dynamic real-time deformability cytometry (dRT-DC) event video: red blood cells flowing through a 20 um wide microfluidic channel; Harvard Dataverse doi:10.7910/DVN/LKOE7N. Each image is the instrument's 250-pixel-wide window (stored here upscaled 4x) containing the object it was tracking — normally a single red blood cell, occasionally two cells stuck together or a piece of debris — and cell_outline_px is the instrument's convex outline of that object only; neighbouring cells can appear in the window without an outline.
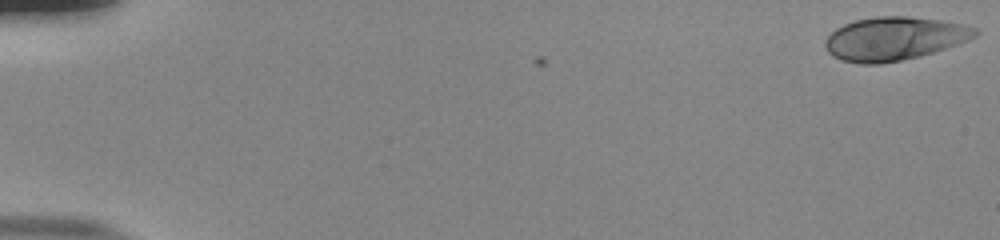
{"species": "human", "species_latin": "Homo sapiens", "temperature_condition": "room temperature", "stored_images_in_passage": 54, "camera_frame_rate_fps": 3000, "um_per_image_px": 0.085, "donor": {"sex": "male"}, "frame": {"image": 1, "passage_image": 1, "time_ms": 0.0, "image_size_px": [1000, 240], "cell_outline_px": [[980, 32], [976, 36], [968, 40], [920, 56], [880, 64], [860, 64], [840, 60], [832, 56], [828, 52], [824, 44], [824, 40], [836, 28], [844, 24], [856, 20], [876, 16], [908, 16], [940, 20], [964, 24], [980, 28]], "centroid_in_image_um": [76.01, 3.28], "position_along_channel_um": 9.0, "area_um2": 38.03}}
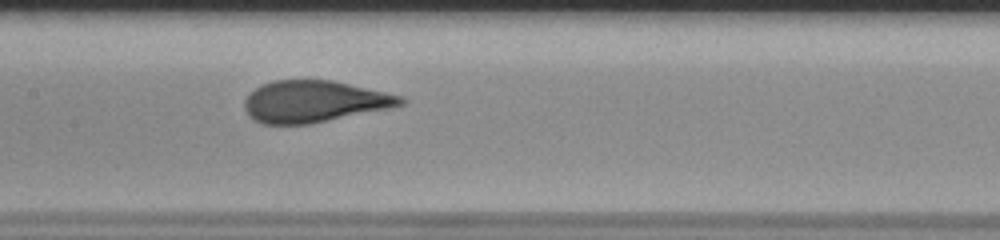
{"frame": {"image": 2, "passage_image": 28, "time_ms": 9.0, "image_size_px": [1000, 240], "cell_outline_px": [[408, 100], [404, 104], [392, 108], [312, 124], [260, 124], [252, 120], [248, 116], [244, 108], [244, 100], [256, 88], [272, 80], [332, 80], [404, 96]], "centroid_in_image_um": [26.74, 8.64], "position_along_channel_um": 180.7, "area_um2": 38.32}}
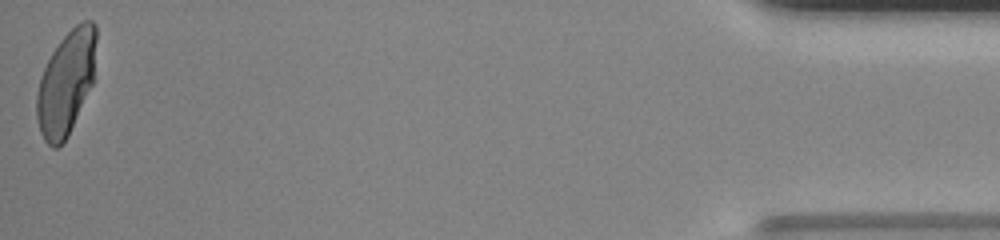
{"frame": {"image": 3, "passage_image": 54, "time_ms": 17.667, "image_size_px": [1000, 240], "cell_outline_px": [[96, 40], [92, 84], [68, 136], [56, 148], [52, 148], [44, 140], [40, 132], [36, 116], [36, 96], [40, 80], [44, 68], [52, 52], [60, 40], [76, 24], [84, 20], [92, 20], [96, 24]], "centroid_in_image_um": [5.61, 7.03], "position_along_channel_um": 429.6, "area_um2": 35.72}, "authors_computed_cell_mechanics": {"area_um2": 38.148, "velocity_mm_per_s": 3.8395, "shape_relaxation_time_tau1_ms": 6.2571, "shape_relaxation_time_tau2_ms": null, "deformation_change_tau1": 0.2304, "deformation_change_tau2": null}}